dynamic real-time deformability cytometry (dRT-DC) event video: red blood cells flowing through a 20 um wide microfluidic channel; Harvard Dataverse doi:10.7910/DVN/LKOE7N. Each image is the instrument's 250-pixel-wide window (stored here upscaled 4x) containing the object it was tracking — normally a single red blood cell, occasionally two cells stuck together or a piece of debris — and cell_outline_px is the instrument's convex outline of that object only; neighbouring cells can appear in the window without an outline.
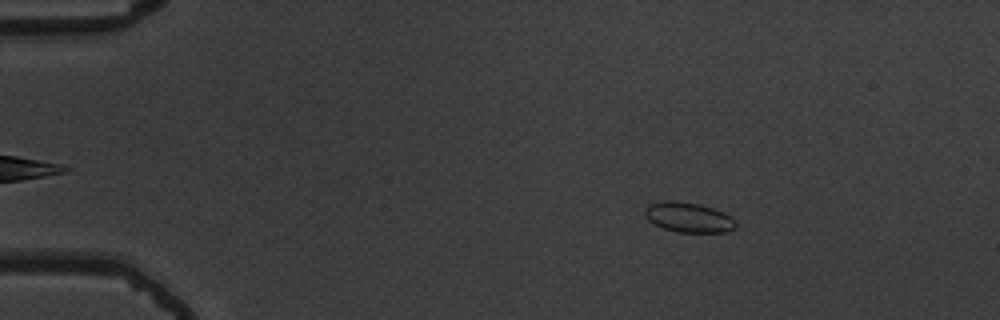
{"species": "common noctule bat (a hibernating species)", "species_latin": "Nyctalus noctula", "temperature_condition": "warm", "stored_images_in_passage": 56, "camera_frame_rate_fps": 3000, "um_per_image_px": 0.085, "animal": {"sex": "male", "body_mass_g": 19.5, "forearm_length_mm": 54.6}, "frame": {"image": 1, "passage_image": 10, "time_ms": 3.0, "image_size_px": [1000, 320], "cell_outline_px": [[736, 228], [728, 232], [676, 232], [664, 228], [648, 220], [644, 216], [644, 208], [648, 204], [664, 200], [672, 200], [696, 204], [712, 208], [724, 212], [736, 224]], "centroid_in_image_um": [58.48, 18.47], "position_along_channel_um": 26.5, "area_um2": 15.78}}
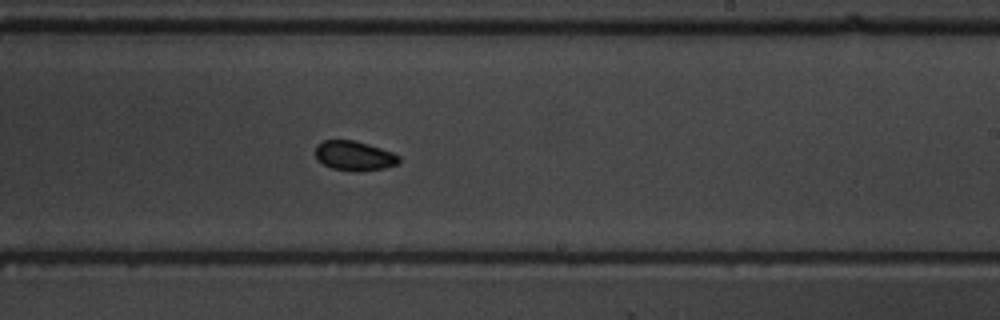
{"frame": {"image": 2, "passage_image": 35, "time_ms": 11.333, "image_size_px": [1000, 320], "cell_outline_px": [[400, 160], [396, 164], [384, 168], [356, 172], [352, 172], [332, 168], [324, 164], [316, 156], [316, 144], [324, 140], [356, 140], [392, 152], [400, 156]], "centroid_in_image_um": [30.12, 13.24], "position_along_channel_um": 258.9, "area_um2": 14.39}}
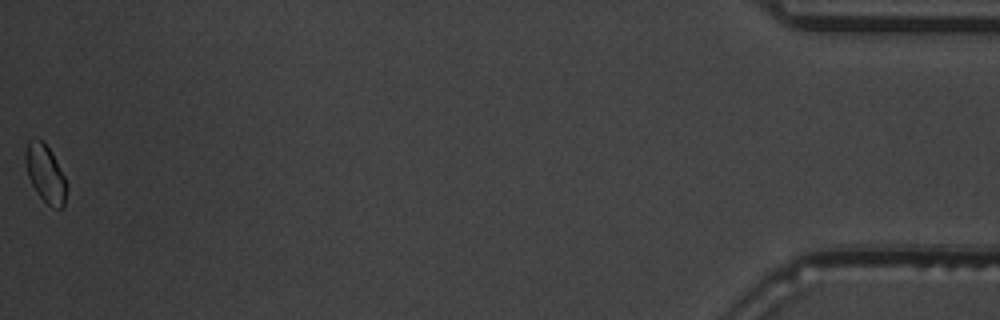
{"frame": {"image": 3, "passage_image": 56, "time_ms": 18.333, "image_size_px": [1000, 320], "cell_outline_px": [[68, 188], [64, 204], [60, 208], [56, 208], [48, 204], [36, 192], [28, 176], [24, 160], [24, 152], [28, 140], [36, 136], [52, 152], [68, 184]], "centroid_in_image_um": [3.85, 14.72], "position_along_channel_um": 431.4, "area_um2": 13.93}}